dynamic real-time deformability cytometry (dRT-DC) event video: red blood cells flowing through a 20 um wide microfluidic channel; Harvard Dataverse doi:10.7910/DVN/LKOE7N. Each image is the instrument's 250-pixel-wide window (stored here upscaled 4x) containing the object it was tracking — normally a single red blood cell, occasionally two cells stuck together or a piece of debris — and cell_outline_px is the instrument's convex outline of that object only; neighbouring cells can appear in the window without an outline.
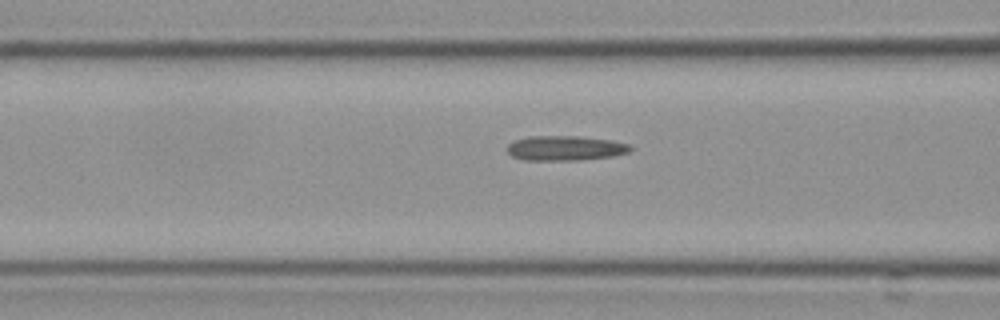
{"species": "Egyptian fruit bat (a non-hibernating species)", "species_latin": "Rousettus aegyptiacus", "temperature_condition": "cold", "stored_images_in_passage": 22, "camera_frame_rate_fps": 3000, "um_per_image_px": 0.085, "frame": {"image": 1, "passage_image": 16, "time_ms": 5.0, "image_size_px": [1000, 320], "cell_outline_px": [[632, 148], [628, 152], [612, 156], [580, 160], [524, 160], [512, 156], [508, 152], [508, 144], [512, 140], [528, 136], [580, 136], [612, 140], [628, 144]], "centroid_in_image_um": [48.01, 12.58], "position_along_channel_um": 118.6, "area_um2": 17.86}}
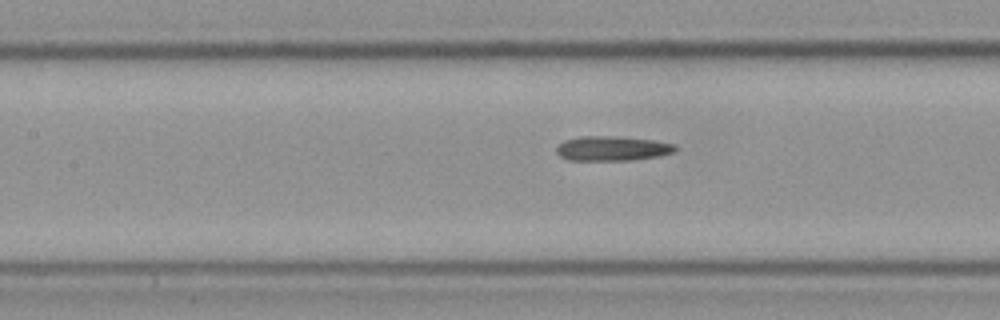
{"frame": {"image": 2, "passage_image": 19, "time_ms": 6.0, "image_size_px": [1000, 320], "cell_outline_px": [[676, 152], [660, 156], [628, 160], [568, 160], [560, 156], [556, 152], [556, 144], [564, 140], [580, 136], [612, 136], [656, 140], [676, 144]], "centroid_in_image_um": [52.04, 12.61], "position_along_channel_um": 155.4, "area_um2": 17.28}}